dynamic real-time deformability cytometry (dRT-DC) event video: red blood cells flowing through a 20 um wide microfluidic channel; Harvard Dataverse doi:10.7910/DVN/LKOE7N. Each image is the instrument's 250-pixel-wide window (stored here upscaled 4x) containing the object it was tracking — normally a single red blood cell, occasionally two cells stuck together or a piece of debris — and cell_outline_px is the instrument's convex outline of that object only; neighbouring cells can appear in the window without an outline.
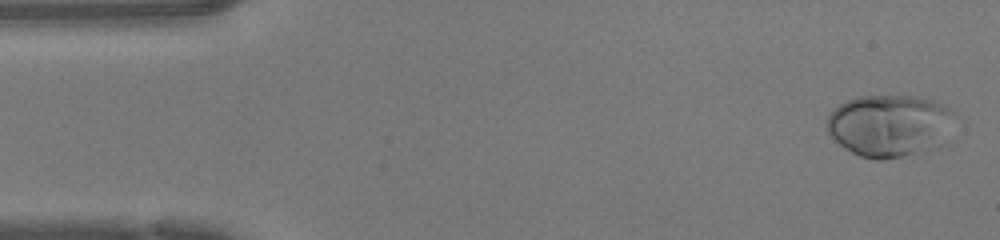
{"species": "human", "species_latin": "Homo sapiens", "temperature_condition": "warm", "stored_images_in_passage": 46, "camera_frame_rate_fps": 3000, "um_per_image_px": 0.085, "donor": {"sex": "female"}, "frame": {"image": 1, "passage_image": 1, "time_ms": 0.0, "image_size_px": [1000, 240], "cell_outline_px": [[956, 116], [944, 148], [884, 160], [872, 160], [860, 156], [844, 148], [832, 140], [824, 124], [828, 116], [840, 104], [856, 96], [916, 96], [932, 100], [944, 104], [956, 112]], "centroid_in_image_um": [75.68, 10.7], "position_along_channel_um": 9.3, "area_um2": 47.74}}
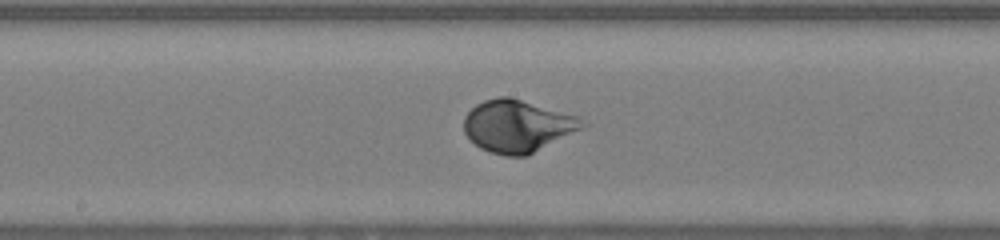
{"frame": {"image": 2, "passage_image": 23, "time_ms": 7.333, "image_size_px": [1000, 240], "cell_outline_px": [[588, 124], [584, 128], [528, 156], [504, 156], [488, 152], [480, 148], [464, 132], [464, 116], [476, 104], [484, 100], [500, 96], [508, 96], [580, 116]], "centroid_in_image_um": [44.02, 10.72], "position_along_channel_um": 204.2, "area_um2": 36.41}}
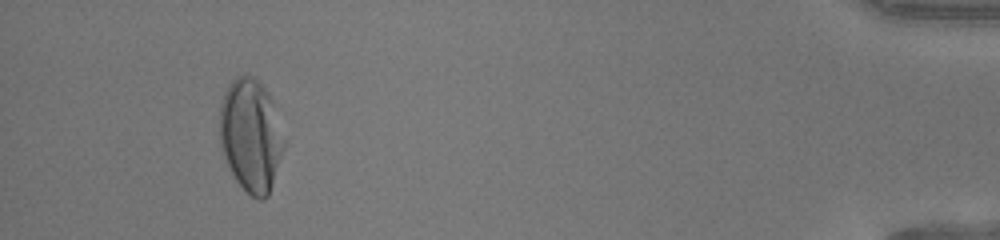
{"frame": {"image": 3, "passage_image": 43, "time_ms": 14.0, "image_size_px": [1000, 240], "cell_outline_px": [[284, 148], [268, 196], [264, 200], [256, 200], [236, 180], [228, 168], [220, 144], [220, 104], [224, 92], [232, 80], [236, 76], [252, 76], [268, 92], [272, 100], [284, 140]], "centroid_in_image_um": [21.3, 11.52], "position_along_channel_um": 413.9, "area_um2": 41.96}, "authors_computed_cell_mechanics": {"area_um2": 36.3851, "velocity_mm_per_s": 4.2552, "shape_relaxation_time_tau1_ms": 3.3033, "shape_relaxation_time_tau2_ms": null, "deformation_change_tau1": 0.2188, "deformation_change_tau2": null}}